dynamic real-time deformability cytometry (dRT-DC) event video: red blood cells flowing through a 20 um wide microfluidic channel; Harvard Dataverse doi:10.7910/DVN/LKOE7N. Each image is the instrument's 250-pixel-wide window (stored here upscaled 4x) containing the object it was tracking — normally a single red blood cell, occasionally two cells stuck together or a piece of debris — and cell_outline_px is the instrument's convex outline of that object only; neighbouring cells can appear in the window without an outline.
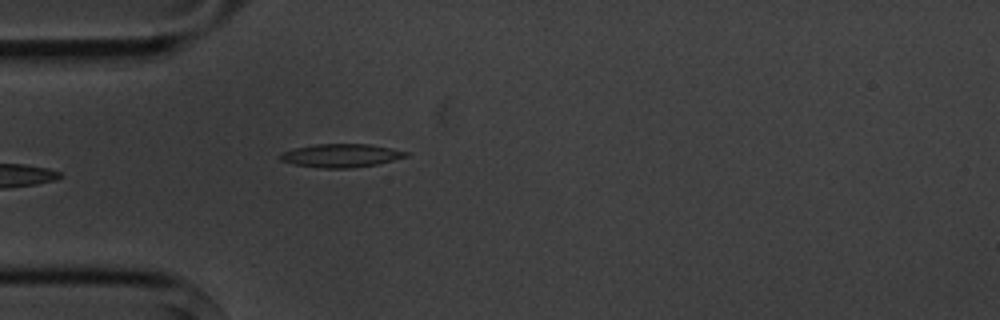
{"species": "common noctule bat (a hibernating species)", "species_latin": "Nyctalus noctula", "temperature_condition": "cold", "stored_images_in_passage": 4, "camera_frame_rate_fps": 3000, "um_per_image_px": 0.085, "animal": {"sex": "male", "body_mass_g": 20.1, "forearm_length_mm": 53.5}, "frame": {"image": 1, "passage_image": 4, "time_ms": 4.333, "image_size_px": [1000, 320], "cell_outline_px": [[408, 156], [376, 164], [348, 168], [324, 168], [296, 164], [280, 160], [276, 156], [280, 152], [292, 148], [316, 144], [368, 144], [392, 148], [408, 152]], "centroid_in_image_um": [28.93, 13.21], "position_along_channel_um": 56.1, "area_um2": 17.05}}